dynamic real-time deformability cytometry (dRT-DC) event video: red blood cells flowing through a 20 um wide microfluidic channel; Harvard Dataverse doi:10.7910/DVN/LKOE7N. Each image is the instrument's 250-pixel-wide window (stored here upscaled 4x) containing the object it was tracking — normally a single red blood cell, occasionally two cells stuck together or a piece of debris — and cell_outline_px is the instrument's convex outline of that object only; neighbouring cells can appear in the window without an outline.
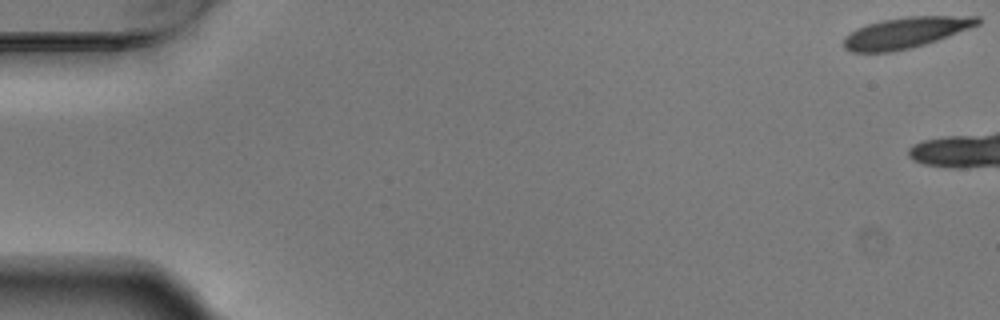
{"species": "Egyptian fruit bat (a non-hibernating species)", "species_latin": "Rousettus aegyptiacus", "temperature_condition": "warm", "stored_images_in_passage": 4, "camera_frame_rate_fps": 3000, "um_per_image_px": 0.085, "animal": {"sex": "male"}, "frame": {"image": 1, "passage_image": 1, "time_ms": 0.0, "image_size_px": [1000, 320], "cell_outline_px": [[980, 24], [936, 40], [924, 44], [908, 48], [888, 52], [852, 52], [844, 48], [844, 36], [856, 28], [868, 24], [884, 20], [908, 16], [980, 16]], "centroid_in_image_um": [76.96, 2.77], "position_along_channel_um": 8.0, "area_um2": 23.76}}